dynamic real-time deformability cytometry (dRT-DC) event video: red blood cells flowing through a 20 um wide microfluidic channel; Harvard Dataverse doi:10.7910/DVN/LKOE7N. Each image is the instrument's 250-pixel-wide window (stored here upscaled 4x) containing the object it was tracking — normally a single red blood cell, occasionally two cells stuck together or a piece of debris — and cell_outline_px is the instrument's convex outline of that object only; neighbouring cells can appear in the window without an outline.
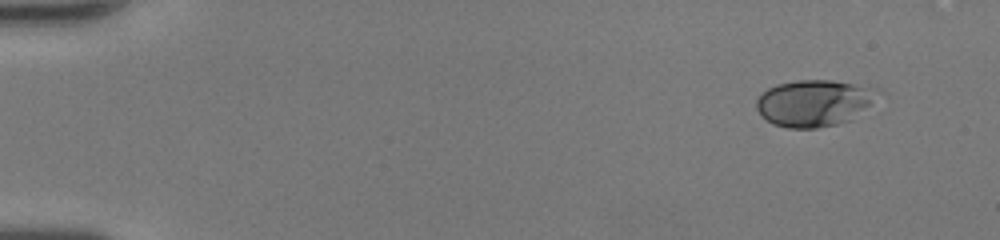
{"species": "human", "species_latin": "Homo sapiens", "temperature_condition": "room temperature", "stored_images_in_passage": 46, "camera_frame_rate_fps": 3000, "um_per_image_px": 0.085, "donor": {"sex": "female"}, "frame": {"image": 1, "passage_image": 1, "time_ms": 0.0, "image_size_px": [1000, 240], "cell_outline_px": [[868, 104], [852, 120], [836, 124], [816, 128], [788, 128], [772, 124], [756, 108], [756, 100], [768, 88], [776, 84], [796, 80], [832, 80], [852, 84], [868, 88]], "centroid_in_image_um": [69.02, 8.78], "position_along_channel_um": 16.0, "area_um2": 31.56}}
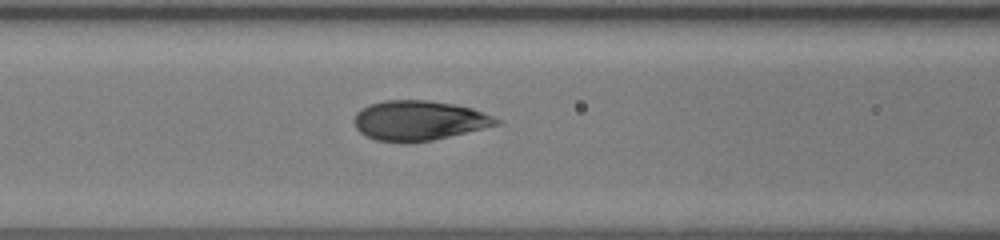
{"frame": {"image": 2, "passage_image": 19, "time_ms": 6.0, "image_size_px": [1000, 240], "cell_outline_px": [[500, 124], [432, 140], [408, 144], [376, 140], [360, 132], [356, 128], [356, 112], [360, 108], [368, 104], [384, 100], [428, 100], [456, 104], [472, 108], [492, 116], [500, 120]], "centroid_in_image_um": [35.59, 10.24], "position_along_channel_um": 131.0, "area_um2": 33.0}}
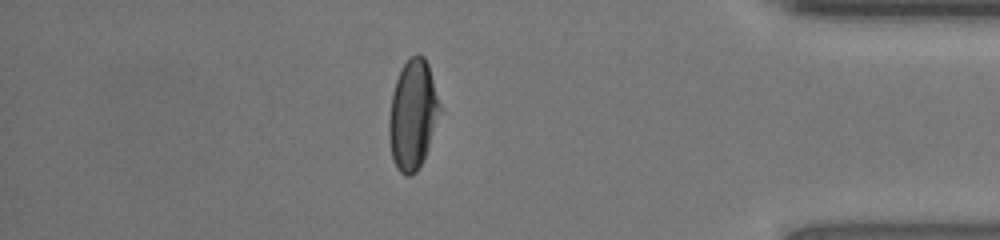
{"frame": {"image": 3, "passage_image": 40, "time_ms": 13.0, "image_size_px": [1000, 240], "cell_outline_px": [[440, 112], [428, 148], [416, 172], [412, 176], [404, 176], [396, 168], [392, 156], [388, 136], [388, 120], [392, 92], [396, 80], [404, 64], [416, 52], [424, 56], [428, 64], [440, 104]], "centroid_in_image_um": [35.06, 9.76], "position_along_channel_um": 400.1, "area_um2": 32.31}, "authors_computed_cell_mechanics": {"area_um2": 32.4836, "velocity_mm_per_s": 4.2684, "shape_relaxation_time_tau1_ms": 3.9462, "shape_relaxation_time_tau2_ms": null, "deformation_change_tau1": 0.1883, "deformation_change_tau2": null}}